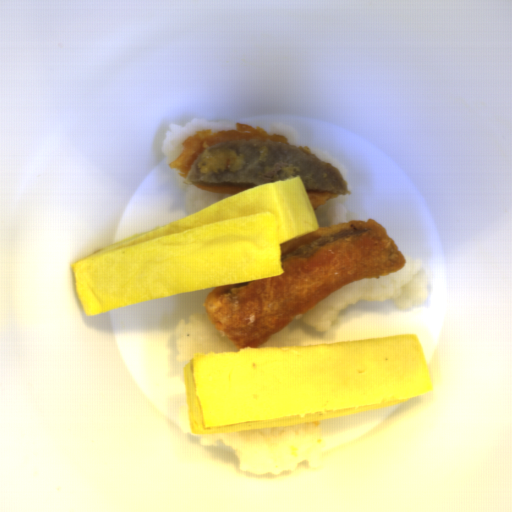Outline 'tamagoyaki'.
Returning a JSON list of instances; mask_svg holds the SVG:
<instances>
[{
    "instance_id": "1",
    "label": "tamagoyaki",
    "mask_w": 512,
    "mask_h": 512,
    "mask_svg": "<svg viewBox=\"0 0 512 512\" xmlns=\"http://www.w3.org/2000/svg\"><path fill=\"white\" fill-rule=\"evenodd\" d=\"M319 227L299 176L259 184L72 263L92 317L154 299L285 273L281 244Z\"/></svg>"
},
{
    "instance_id": "2",
    "label": "tamagoyaki",
    "mask_w": 512,
    "mask_h": 512,
    "mask_svg": "<svg viewBox=\"0 0 512 512\" xmlns=\"http://www.w3.org/2000/svg\"><path fill=\"white\" fill-rule=\"evenodd\" d=\"M184 375L197 435L343 416L433 390L415 335L207 352Z\"/></svg>"
}]
</instances>
